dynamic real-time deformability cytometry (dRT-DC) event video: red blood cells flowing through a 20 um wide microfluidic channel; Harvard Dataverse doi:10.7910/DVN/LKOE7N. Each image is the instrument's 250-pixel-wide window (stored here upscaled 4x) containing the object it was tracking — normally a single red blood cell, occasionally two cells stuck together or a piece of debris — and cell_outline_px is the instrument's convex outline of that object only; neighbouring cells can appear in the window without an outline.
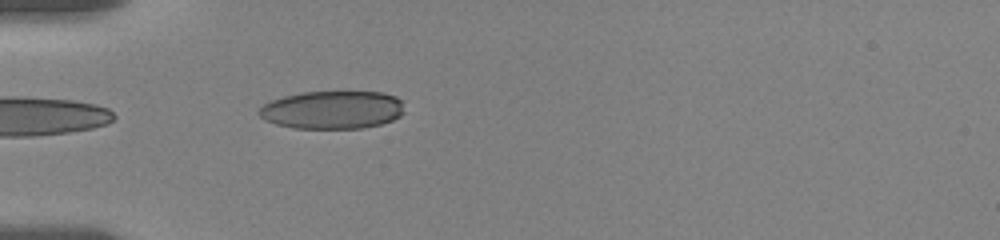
{"species": "human", "species_latin": "Homo sapiens", "temperature_condition": "room temperature", "stored_images_in_passage": 7, "segment_of_instrument_passage": [2, 2], "camera_frame_rate_fps": 3000, "um_per_image_px": 0.085, "donor": {"sex": "female"}, "frame": {"image": 1, "passage_image": 7, "time_ms": 5.667, "image_size_px": [1000, 240], "cell_outline_px": [[404, 112], [400, 116], [392, 120], [380, 124], [364, 128], [292, 128], [276, 124], [264, 120], [256, 112], [264, 104], [272, 100], [284, 96], [300, 92], [384, 92], [396, 96], [404, 100]], "centroid_in_image_um": [28.28, 9.33], "position_along_channel_um": 56.7, "area_um2": 32.54}}